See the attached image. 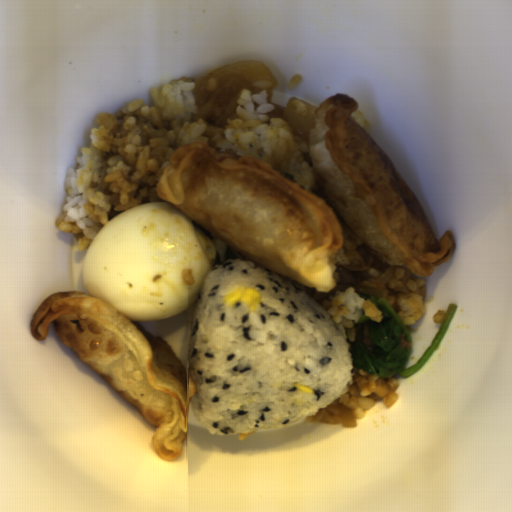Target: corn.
Returning <instances> with one entry per match:
<instances>
[{
	"label": "corn",
	"instance_id": "corn-1",
	"mask_svg": "<svg viewBox=\"0 0 512 512\" xmlns=\"http://www.w3.org/2000/svg\"><path fill=\"white\" fill-rule=\"evenodd\" d=\"M224 304L230 307H234L237 303H241L242 305H246L249 312H255L261 301L262 295L256 289L251 287L239 286L230 291L227 295L223 297Z\"/></svg>",
	"mask_w": 512,
	"mask_h": 512
},
{
	"label": "corn",
	"instance_id": "corn-2",
	"mask_svg": "<svg viewBox=\"0 0 512 512\" xmlns=\"http://www.w3.org/2000/svg\"><path fill=\"white\" fill-rule=\"evenodd\" d=\"M294 385H295V388H296V389H298L299 391H303V392L310 393V394H311L312 392H314V389H311V388L306 387V386H304V385H301V384H299V383H296V382H295V383H294Z\"/></svg>",
	"mask_w": 512,
	"mask_h": 512
}]
</instances>
